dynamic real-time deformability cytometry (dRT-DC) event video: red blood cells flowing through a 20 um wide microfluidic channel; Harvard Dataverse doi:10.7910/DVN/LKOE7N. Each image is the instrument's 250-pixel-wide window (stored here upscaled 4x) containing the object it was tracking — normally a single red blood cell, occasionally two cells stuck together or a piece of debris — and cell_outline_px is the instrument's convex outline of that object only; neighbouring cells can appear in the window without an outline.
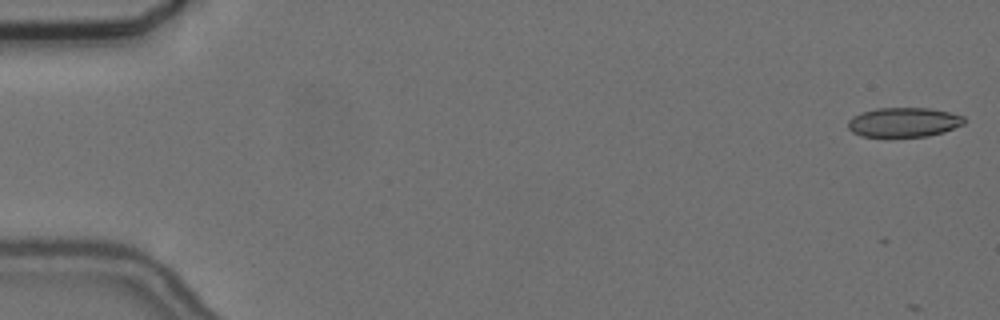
{"species": "common noctule bat (a hibernating species)", "species_latin": "Nyctalus noctula", "temperature_condition": "cold", "stored_images_in_passage": 7, "camera_frame_rate_fps": 3000, "um_per_image_px": 0.085, "animal": {"sex": "female", "body_mass_g": 24.6, "forearm_length_mm": 56.2}, "frame": {"image": 1, "passage_image": 1, "time_ms": 0.0, "image_size_px": [1000, 320], "cell_outline_px": [[964, 124], [944, 132], [928, 136], [860, 136], [852, 132], [848, 128], [848, 120], [852, 116], [860, 112], [876, 108], [928, 108], [948, 112], [964, 116]], "centroid_in_image_um": [76.79, 10.38], "position_along_channel_um": 8.2, "area_um2": 19.94}}